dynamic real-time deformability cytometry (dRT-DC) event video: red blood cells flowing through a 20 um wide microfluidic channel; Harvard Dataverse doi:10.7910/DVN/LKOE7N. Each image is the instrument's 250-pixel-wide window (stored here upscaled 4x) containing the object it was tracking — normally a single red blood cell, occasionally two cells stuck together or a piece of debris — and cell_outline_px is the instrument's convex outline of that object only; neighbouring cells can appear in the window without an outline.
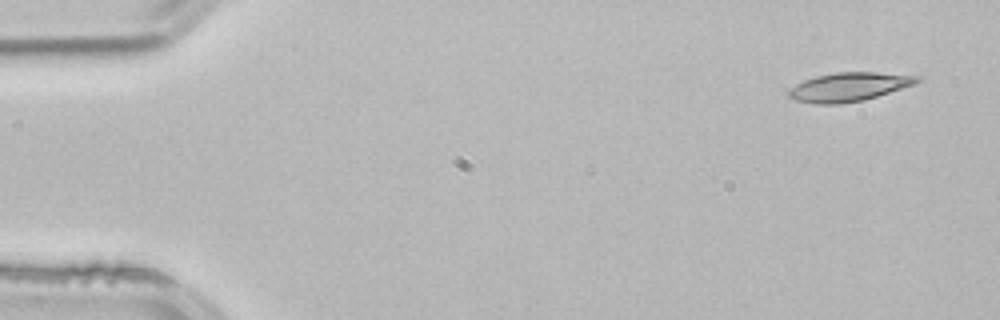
{"species": "common noctule bat (a hibernating species)", "species_latin": "Nyctalus noctula", "temperature_condition": "room temperature", "stored_images_in_passage": 3, "camera_frame_rate_fps": 3000, "um_per_image_px": 0.085, "animal": {"sex": "male", "body_mass_g": 21.5, "forearm_length_mm": 52.0}, "frame": {"image": 1, "passage_image": 1, "time_ms": 0.0, "image_size_px": [1000, 320], "cell_outline_px": [[920, 80], [916, 84], [864, 100], [840, 104], [816, 104], [792, 100], [788, 96], [788, 88], [804, 80], [816, 76], [836, 72], [876, 72], [920, 76]], "centroid_in_image_um": [72.13, 7.39], "position_along_channel_um": 12.9, "area_um2": 21.68}}
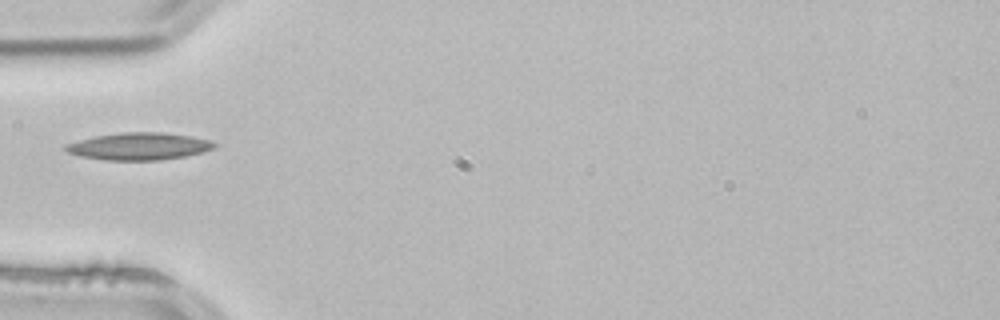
{"frame": {"image": 2, "passage_image": 3, "time_ms": 0.667, "image_size_px": [1000, 320], "cell_outline_px": [[216, 148], [204, 152], [184, 156], [160, 160], [104, 160], [80, 156], [68, 152], [64, 148], [68, 144], [80, 140], [96, 136], [120, 132], [164, 132], [192, 136], [208, 140], [216, 144]], "centroid_in_image_um": [11.86, 12.43], "position_along_channel_um": 73.1, "area_um2": 23.52}}